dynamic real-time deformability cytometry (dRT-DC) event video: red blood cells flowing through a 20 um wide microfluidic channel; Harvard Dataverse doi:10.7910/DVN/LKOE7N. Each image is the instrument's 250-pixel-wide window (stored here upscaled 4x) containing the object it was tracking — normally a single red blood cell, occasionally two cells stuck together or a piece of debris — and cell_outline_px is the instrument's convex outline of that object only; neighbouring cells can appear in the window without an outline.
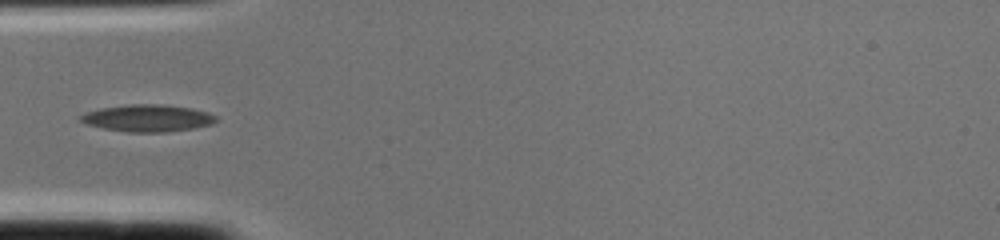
{"species": "common noctule bat (a hibernating species)", "species_latin": "Nyctalus noctula", "temperature_condition": "cold", "stored_images_in_passage": 2, "camera_frame_rate_fps": 3000, "um_per_image_px": 0.085, "animal": {"sex": "female", "body_mass_g": 22.0, "forearm_length_mm": 56.7}, "frame": {"image": 1, "passage_image": 2, "time_ms": 0.333, "image_size_px": [1000, 240], "cell_outline_px": [[216, 120], [212, 124], [196, 128], [168, 132], [128, 132], [104, 128], [84, 124], [76, 116], [84, 112], [100, 108], [128, 104], [160, 104], [192, 108], [208, 112], [216, 116]], "centroid_in_image_um": [12.51, 10.04], "position_along_channel_um": 72.5, "area_um2": 21.62}}